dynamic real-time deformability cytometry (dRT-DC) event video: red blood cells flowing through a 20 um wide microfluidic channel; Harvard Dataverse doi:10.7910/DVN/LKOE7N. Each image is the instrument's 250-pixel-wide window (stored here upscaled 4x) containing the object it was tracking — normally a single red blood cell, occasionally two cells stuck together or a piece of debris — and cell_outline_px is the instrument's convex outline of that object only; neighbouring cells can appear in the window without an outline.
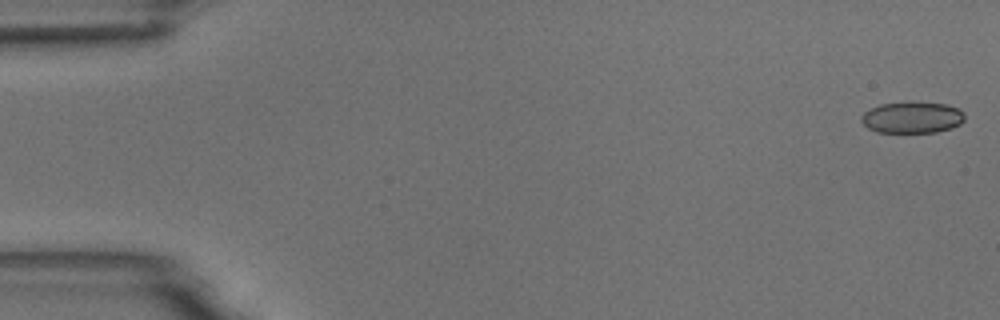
{"species": "common noctule bat (a hibernating species)", "species_latin": "Nyctalus noctula", "temperature_condition": "room temperature", "stored_images_in_passage": 4, "camera_frame_rate_fps": 3000, "um_per_image_px": 0.085, "animal": {"sex": "male", "body_mass_g": 18.8}, "frame": {"image": 1, "passage_image": 1, "time_ms": 0.0, "image_size_px": [1000, 320], "cell_outline_px": [[964, 120], [960, 124], [952, 128], [936, 132], [876, 132], [868, 128], [860, 120], [860, 116], [864, 112], [880, 104], [948, 104], [960, 108], [964, 112]], "centroid_in_image_um": [77.55, 10.01], "position_along_channel_um": 7.4, "area_um2": 18.5}}